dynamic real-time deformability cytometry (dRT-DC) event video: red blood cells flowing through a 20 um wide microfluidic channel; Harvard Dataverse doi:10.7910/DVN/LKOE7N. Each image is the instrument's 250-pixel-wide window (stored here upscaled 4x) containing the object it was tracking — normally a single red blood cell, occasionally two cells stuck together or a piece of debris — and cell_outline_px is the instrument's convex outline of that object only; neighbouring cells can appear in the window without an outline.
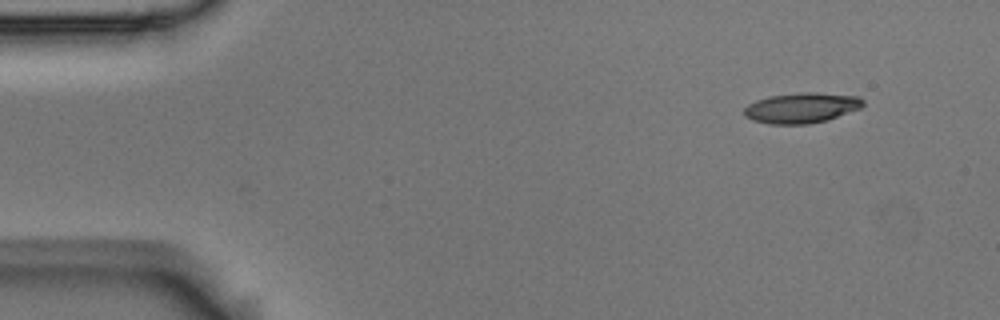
{"species": "Egyptian fruit bat (a non-hibernating species)", "species_latin": "Rousettus aegyptiacus", "temperature_condition": "room temperature", "stored_images_in_passage": 4, "camera_frame_rate_fps": 3000, "um_per_image_px": 0.085, "animal": {"sex": "male"}, "frame": {"image": 1, "passage_image": 1, "time_ms": 0.0, "image_size_px": [1000, 320], "cell_outline_px": [[864, 104], [860, 108], [828, 120], [808, 124], [772, 124], [752, 120], [744, 116], [744, 108], [748, 104], [756, 100], [768, 96], [800, 92], [816, 92], [860, 96], [864, 100]], "centroid_in_image_um": [68.13, 9.16], "position_along_channel_um": 16.9, "area_um2": 21.21}}
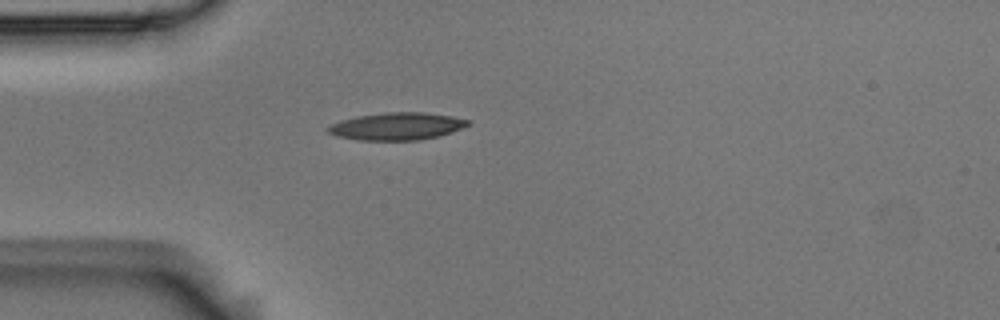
{"frame": {"image": 2, "passage_image": 4, "time_ms": 1.0, "image_size_px": [1000, 320], "cell_outline_px": [[468, 124], [452, 132], [440, 136], [420, 140], [360, 140], [336, 136], [328, 132], [324, 128], [332, 124], [344, 120], [360, 116], [384, 112], [424, 112], [452, 116], [468, 120]], "centroid_in_image_um": [33.72, 10.74], "position_along_channel_um": 51.3, "area_um2": 22.14}}